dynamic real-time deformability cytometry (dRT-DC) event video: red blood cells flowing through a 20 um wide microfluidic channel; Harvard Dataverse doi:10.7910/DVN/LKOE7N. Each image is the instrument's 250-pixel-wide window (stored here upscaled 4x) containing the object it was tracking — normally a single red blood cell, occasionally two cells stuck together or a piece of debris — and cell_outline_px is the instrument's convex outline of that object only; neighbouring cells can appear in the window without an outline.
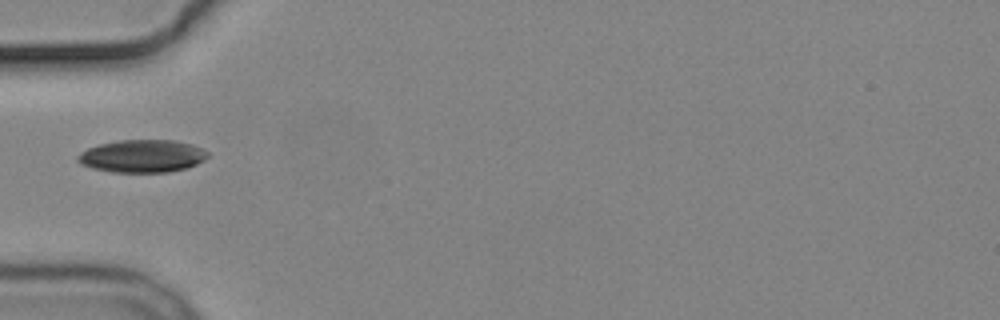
{"species": "common noctule bat (a hibernating species)", "species_latin": "Nyctalus noctula", "temperature_condition": "cold", "stored_images_in_passage": 1, "camera_frame_rate_fps": 3000, "um_per_image_px": 0.085, "animal": {"sex": "male", "body_mass_g": 19.2, "forearm_length_mm": 51.8}, "frame": {"image": 1, "passage_image": 1, "time_ms": 0.0, "image_size_px": [1000, 320], "cell_outline_px": [[208, 156], [204, 160], [196, 164], [184, 168], [168, 172], [112, 172], [92, 168], [80, 164], [76, 160], [76, 156], [80, 152], [88, 148], [100, 144], [120, 140], [176, 140], [192, 144], [204, 148], [208, 152]], "centroid_in_image_um": [12.08, 13.26], "position_along_channel_um": 72.9, "area_um2": 24.85}}